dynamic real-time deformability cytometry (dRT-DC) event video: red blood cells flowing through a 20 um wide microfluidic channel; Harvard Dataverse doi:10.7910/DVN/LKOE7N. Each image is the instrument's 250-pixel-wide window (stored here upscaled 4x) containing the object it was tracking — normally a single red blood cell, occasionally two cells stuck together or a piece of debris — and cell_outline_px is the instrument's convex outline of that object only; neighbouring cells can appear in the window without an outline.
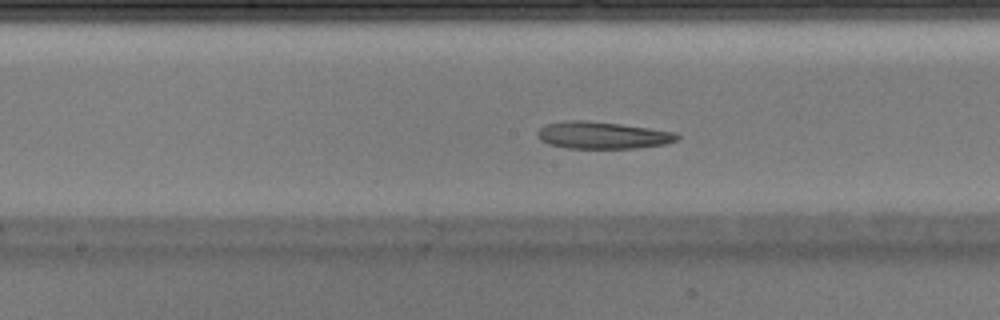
{"species": "Egyptian fruit bat (a non-hibernating species)", "species_latin": "Rousettus aegyptiacus", "temperature_condition": "warm", "stored_images_in_passage": 37, "camera_frame_rate_fps": 3000, "um_per_image_px": 0.085, "animal": {"sex": "male"}, "frame": {"image": 1, "passage_image": 22, "time_ms": 7.0, "image_size_px": [1000, 320], "cell_outline_px": [[680, 136], [676, 140], [664, 144], [636, 148], [568, 148], [548, 144], [540, 140], [536, 132], [544, 124], [564, 120], [588, 120], [620, 124], [676, 132]], "centroid_in_image_um": [51.16, 11.48], "position_along_channel_um": 197.0, "area_um2": 22.08}}